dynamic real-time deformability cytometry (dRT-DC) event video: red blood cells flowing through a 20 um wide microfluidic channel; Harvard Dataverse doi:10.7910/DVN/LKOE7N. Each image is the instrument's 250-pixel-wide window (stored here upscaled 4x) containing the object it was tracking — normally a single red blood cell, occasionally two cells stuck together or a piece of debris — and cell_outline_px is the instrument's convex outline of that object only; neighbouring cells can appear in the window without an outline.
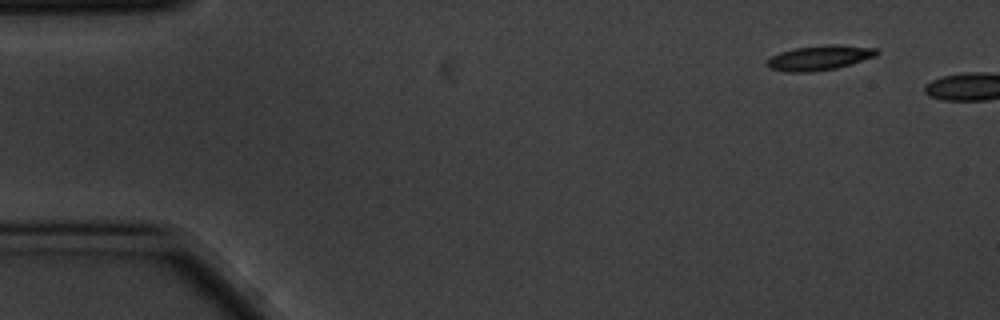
{"species": "common noctule bat (a hibernating species)", "species_latin": "Nyctalus noctula", "temperature_condition": "cold", "stored_images_in_passage": 2, "camera_frame_rate_fps": 3000, "um_per_image_px": 0.085, "animal": {"sex": "male", "body_mass_g": 20.1, "forearm_length_mm": 53.5}, "frame": {"image": 1, "passage_image": 1, "time_ms": 0.0, "image_size_px": [1000, 320], "cell_outline_px": [[880, 52], [876, 56], [836, 68], [812, 72], [784, 72], [768, 68], [764, 64], [764, 60], [780, 52], [792, 48], [828, 44], [840, 44], [876, 48]], "centroid_in_image_um": [69.59, 4.91], "position_along_channel_um": 15.4, "area_um2": 16.18}}